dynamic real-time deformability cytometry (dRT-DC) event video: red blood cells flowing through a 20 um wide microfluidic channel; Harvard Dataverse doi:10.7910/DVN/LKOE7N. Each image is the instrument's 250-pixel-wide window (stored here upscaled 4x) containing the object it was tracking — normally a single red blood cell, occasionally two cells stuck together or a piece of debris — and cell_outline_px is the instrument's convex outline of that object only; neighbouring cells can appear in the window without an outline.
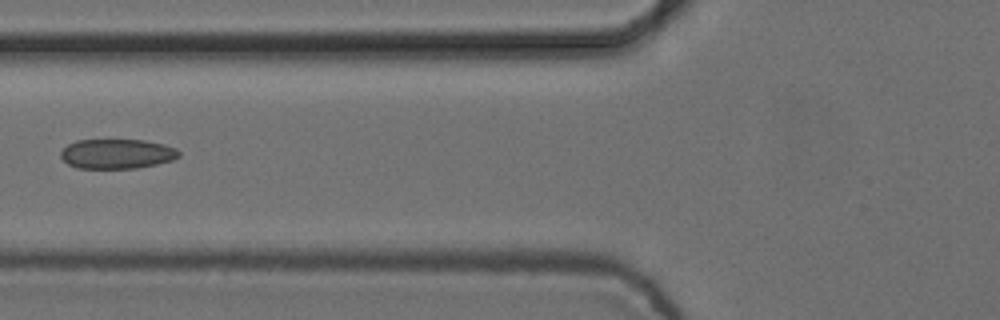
{"species": "common noctule bat (a hibernating species)", "species_latin": "Nyctalus noctula", "temperature_condition": "cold", "stored_images_in_passage": 7, "camera_frame_rate_fps": 3000, "um_per_image_px": 0.085, "animal": {"sex": "female", "body_mass_g": 24.6, "forearm_length_mm": 56.2}, "frame": {"image": 1, "passage_image": 6, "time_ms": 1.667, "image_size_px": [1000, 320], "cell_outline_px": [[180, 156], [172, 160], [156, 164], [136, 168], [76, 168], [68, 164], [60, 156], [60, 152], [68, 144], [76, 140], [144, 140], [164, 144], [176, 148], [180, 152]], "centroid_in_image_um": [9.94, 13.07], "position_along_channel_um": 115.9, "area_um2": 20.46}}
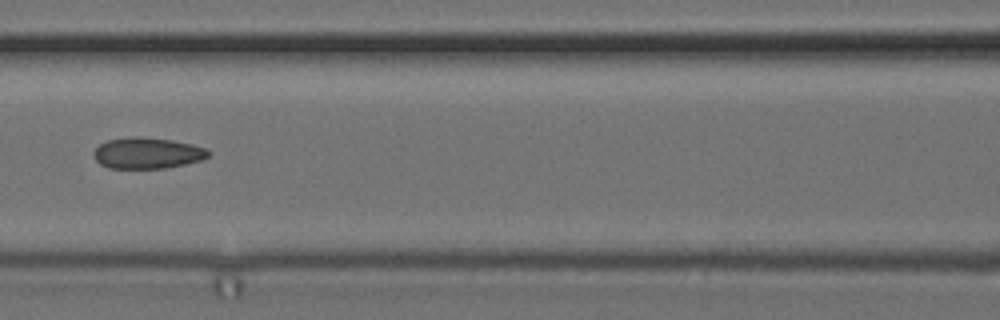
{"frame": {"image": 2, "passage_image": 7, "time_ms": 2.0, "image_size_px": [1000, 320], "cell_outline_px": [[212, 152], [208, 156], [200, 160], [184, 164], [164, 168], [108, 168], [100, 164], [96, 160], [92, 152], [100, 144], [108, 140], [132, 136], [140, 136], [172, 140], [192, 144], [204, 148]], "centroid_in_image_um": [12.5, 13.0], "position_along_channel_um": 154.1, "area_um2": 20.75}}